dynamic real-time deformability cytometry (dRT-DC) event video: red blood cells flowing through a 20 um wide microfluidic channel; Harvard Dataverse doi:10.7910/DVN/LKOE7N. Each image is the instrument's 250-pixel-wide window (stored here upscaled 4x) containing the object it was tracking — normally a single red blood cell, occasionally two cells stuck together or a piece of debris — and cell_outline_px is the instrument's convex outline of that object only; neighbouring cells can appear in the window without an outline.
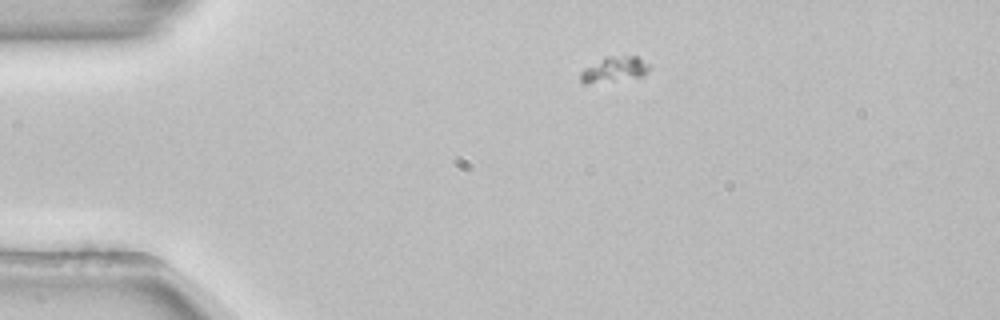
{"species": "common noctule bat (a hibernating species)", "species_latin": "Nyctalus noctula", "temperature_condition": "room temperature", "stored_images_in_passage": 49, "camera_frame_rate_fps": 3000, "um_per_image_px": 0.085, "animal": {"sex": "female", "body_mass_g": 22.7, "forearm_length_mm": 54.2}, "frame": {"image": 1, "passage_image": 6, "time_ms": 1.667, "image_size_px": [1000, 320], "cell_outline_px": [[648, 68], [644, 76], [588, 84], [580, 84], [580, 72], [584, 68], [604, 56], [636, 56], [648, 64]], "centroid_in_image_um": [52.13, 5.9], "position_along_channel_um": 32.9, "area_um2": 10.17}}
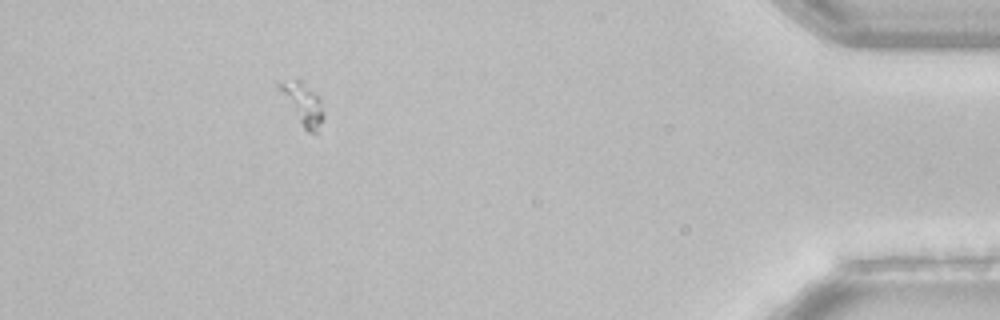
{"frame": {"image": 2, "passage_image": 44, "time_ms": 14.333, "image_size_px": [1000, 320], "cell_outline_px": [[324, 116], [316, 132], [308, 132], [304, 128], [276, 84], [276, 80], [300, 80], [316, 92], [320, 96], [324, 112]], "centroid_in_image_um": [25.77, 8.76], "position_along_channel_um": 409.4, "area_um2": 10.46}}